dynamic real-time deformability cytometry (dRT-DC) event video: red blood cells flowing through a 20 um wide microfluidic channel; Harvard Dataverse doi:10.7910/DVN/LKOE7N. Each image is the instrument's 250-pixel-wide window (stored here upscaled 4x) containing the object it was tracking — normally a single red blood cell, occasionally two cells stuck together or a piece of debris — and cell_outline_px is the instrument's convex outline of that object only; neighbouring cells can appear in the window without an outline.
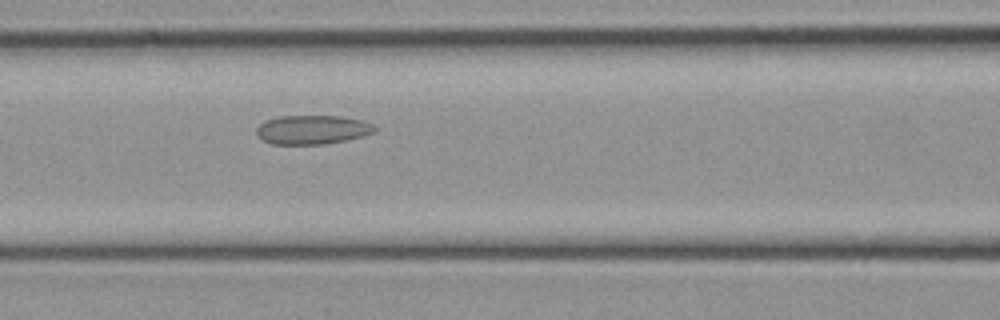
{"species": "common noctule bat (a hibernating species)", "species_latin": "Nyctalus noctula", "temperature_condition": "cold", "stored_images_in_passage": 5, "camera_frame_rate_fps": 3000, "um_per_image_px": 0.085, "animal": {"sex": "female", "body_mass_g": 21.9}, "frame": {"image": 1, "passage_image": 4, "time_ms": 1.0, "image_size_px": [1000, 320], "cell_outline_px": [[376, 132], [364, 136], [348, 140], [324, 144], [272, 144], [256, 136], [256, 128], [260, 124], [268, 120], [280, 116], [336, 116], [360, 120], [372, 124], [376, 128]], "centroid_in_image_um": [26.55, 11.03], "position_along_channel_um": 140.0, "area_um2": 19.94}}